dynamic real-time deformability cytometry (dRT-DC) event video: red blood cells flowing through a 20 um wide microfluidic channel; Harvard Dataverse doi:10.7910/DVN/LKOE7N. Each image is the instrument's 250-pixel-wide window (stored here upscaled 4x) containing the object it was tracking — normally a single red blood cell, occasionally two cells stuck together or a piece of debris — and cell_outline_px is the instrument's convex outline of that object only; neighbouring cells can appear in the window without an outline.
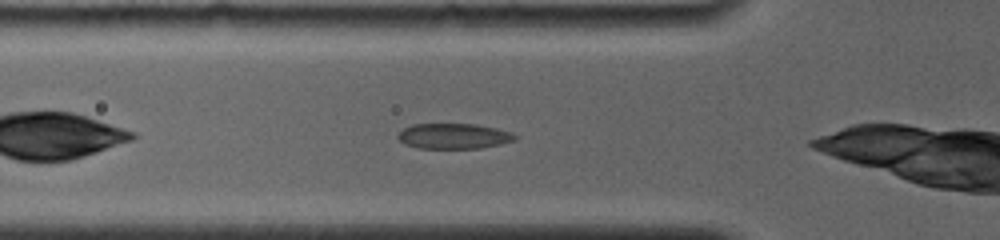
{"species": "common noctule bat (a hibernating species)", "species_latin": "Nyctalus noctula", "temperature_condition": "room temperature", "stored_images_in_passage": 7, "camera_frame_rate_fps": 4000, "um_per_image_px": 0.085, "animal": {"sex": "female", "body_mass_g": 19.0, "forearm_length_mm": 56.7}, "frame": {"image": 1, "passage_image": 4, "time_ms": 1.25, "image_size_px": [1000, 240], "cell_outline_px": [[520, 136], [516, 140], [500, 144], [480, 148], [420, 148], [404, 144], [396, 136], [404, 128], [412, 124], [476, 124], [496, 128], [512, 132]], "centroid_in_image_um": [38.6, 11.56], "position_along_channel_um": 87.2, "area_um2": 17.4}}
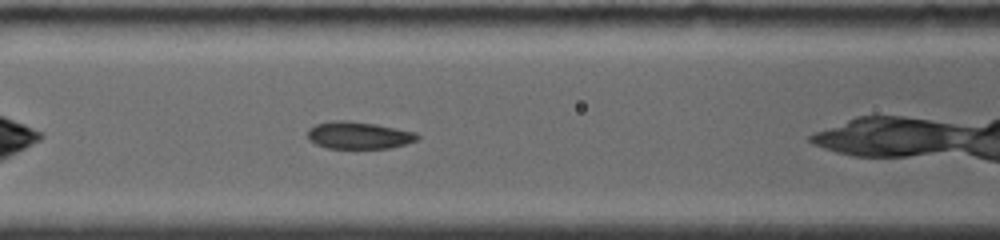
{"frame": {"image": 2, "passage_image": 7, "time_ms": 2.5, "image_size_px": [1000, 240], "cell_outline_px": [[420, 136], [416, 140], [404, 144], [388, 148], [328, 148], [316, 144], [308, 140], [308, 128], [316, 124], [332, 120], [348, 120], [376, 124], [416, 132]], "centroid_in_image_um": [30.46, 11.49], "position_along_channel_um": 136.1, "area_um2": 17.4}}